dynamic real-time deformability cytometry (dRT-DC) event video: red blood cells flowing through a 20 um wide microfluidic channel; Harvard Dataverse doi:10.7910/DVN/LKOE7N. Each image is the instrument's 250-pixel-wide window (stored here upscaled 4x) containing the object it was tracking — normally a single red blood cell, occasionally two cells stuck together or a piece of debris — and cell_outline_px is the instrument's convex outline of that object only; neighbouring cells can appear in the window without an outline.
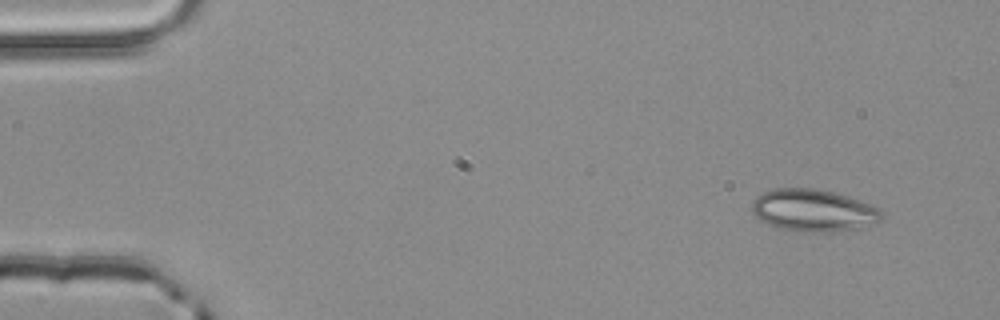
{"species": "common noctule bat (a hibernating species)", "species_latin": "Nyctalus noctula", "temperature_condition": "room temperature", "stored_images_in_passage": 4, "camera_frame_rate_fps": 3000, "um_per_image_px": 0.085, "animal": {"sex": "male", "body_mass_g": 20.4}, "frame": {"image": 1, "passage_image": 1, "time_ms": 0.0, "image_size_px": [1000, 320], "cell_outline_px": [[884, 216], [876, 224], [856, 228], [824, 232], [804, 232], [780, 228], [768, 224], [760, 220], [752, 212], [752, 200], [756, 196], [764, 192], [776, 188], [812, 188], [832, 192], [868, 204], [884, 212]], "centroid_in_image_um": [69.1, 17.89], "position_along_channel_um": 15.9, "area_um2": 31.56}}